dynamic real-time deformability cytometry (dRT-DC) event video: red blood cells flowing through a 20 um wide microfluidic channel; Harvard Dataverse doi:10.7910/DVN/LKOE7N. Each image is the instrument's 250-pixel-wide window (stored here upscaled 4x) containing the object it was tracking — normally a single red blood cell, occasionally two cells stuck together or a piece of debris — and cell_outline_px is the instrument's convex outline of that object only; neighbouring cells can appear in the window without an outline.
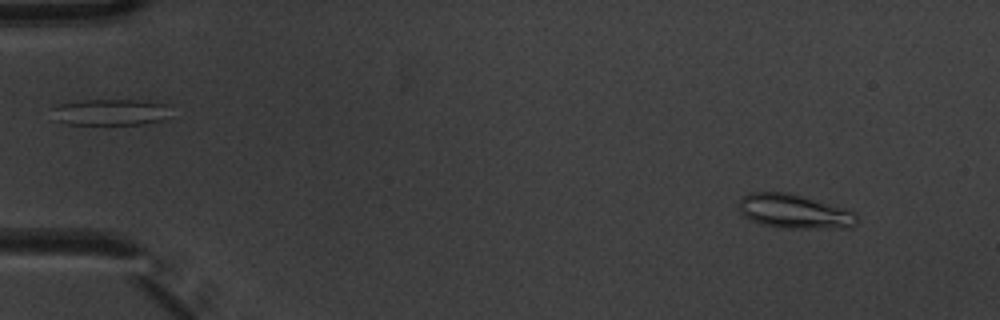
{"species": "common noctule bat (a hibernating species)", "species_latin": "Nyctalus noctula", "temperature_condition": "warm", "stored_images_in_passage": 4, "camera_frame_rate_fps": 3000, "um_per_image_px": 0.085, "animal": {"sex": "male", "body_mass_g": 20.1, "forearm_length_mm": 53.5}, "frame": {"image": 1, "passage_image": 1, "time_ms": 0.0, "image_size_px": [1000, 320], "cell_outline_px": [[856, 224], [852, 228], [776, 228], [760, 224], [744, 216], [740, 212], [740, 200], [748, 192], [788, 192], [856, 212]], "centroid_in_image_um": [67.5, 17.99], "position_along_channel_um": 17.5, "area_um2": 23.41}}